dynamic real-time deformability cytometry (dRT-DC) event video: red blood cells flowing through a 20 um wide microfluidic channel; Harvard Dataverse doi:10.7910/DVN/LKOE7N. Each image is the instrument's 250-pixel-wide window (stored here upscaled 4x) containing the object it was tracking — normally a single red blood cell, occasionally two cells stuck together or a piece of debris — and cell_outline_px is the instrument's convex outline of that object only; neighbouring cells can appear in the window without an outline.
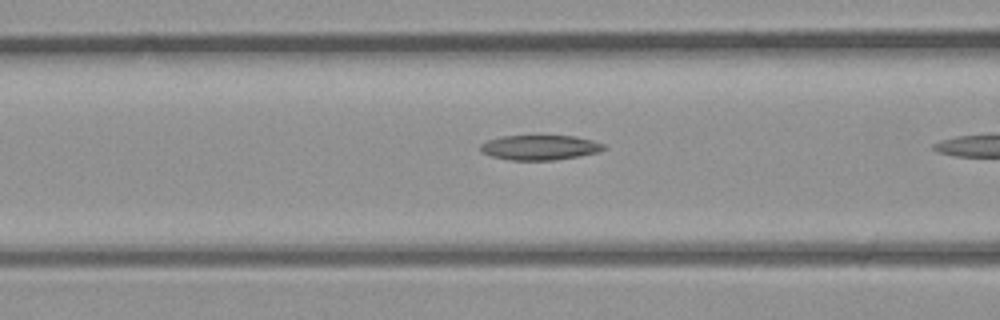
{"species": "common noctule bat (a hibernating species)", "species_latin": "Nyctalus noctula", "temperature_condition": "room temperature", "stored_images_in_passage": 8, "camera_frame_rate_fps": 3000, "um_per_image_px": 0.085, "animal": {"sex": "male", "body_mass_g": 23.1, "forearm_length_mm": 52.7}, "frame": {"image": 1, "passage_image": 7, "time_ms": 2.0, "image_size_px": [1000, 320], "cell_outline_px": [[608, 148], [600, 152], [580, 156], [556, 160], [508, 160], [492, 156], [480, 152], [480, 144], [488, 140], [500, 136], [576, 136], [592, 140], [604, 144]], "centroid_in_image_um": [45.91, 12.54], "position_along_channel_um": 120.7, "area_um2": 18.09}}